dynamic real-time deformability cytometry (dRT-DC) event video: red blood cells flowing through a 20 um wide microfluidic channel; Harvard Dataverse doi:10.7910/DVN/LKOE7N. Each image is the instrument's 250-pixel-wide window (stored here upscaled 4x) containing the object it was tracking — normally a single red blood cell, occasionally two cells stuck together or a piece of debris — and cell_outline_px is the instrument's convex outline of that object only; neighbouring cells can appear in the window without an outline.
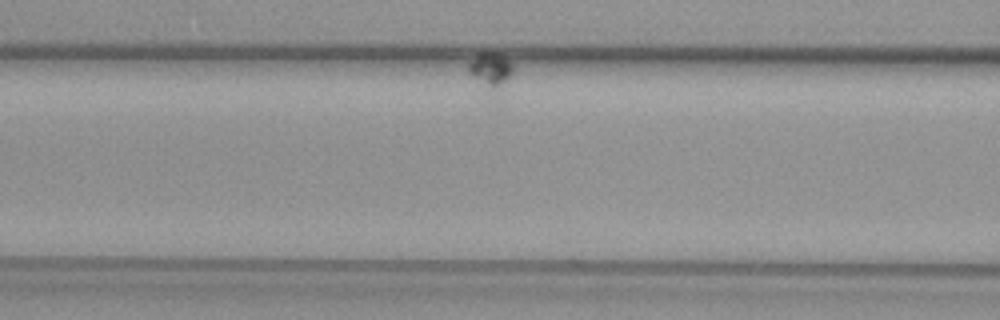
{"species": "common noctule bat (a hibernating species)", "species_latin": "Nyctalus noctula", "temperature_condition": "warm", "stored_images_in_passage": 44, "camera_frame_rate_fps": 3000, "um_per_image_px": 0.085, "animal": {"sex": "female", "body_mass_g": 29.2, "forearm_length_mm": 56.3}, "frame": {"image": 1, "passage_image": 11, "time_ms": 3.333, "image_size_px": [1000, 320], "cell_outline_px": [[512, 72], [496, 108], [468, 72], [468, 64], [480, 52], [500, 52], [512, 64]], "centroid_in_image_um": [41.74, 6.29], "position_along_channel_um": 124.9, "area_um2": 11.04}}